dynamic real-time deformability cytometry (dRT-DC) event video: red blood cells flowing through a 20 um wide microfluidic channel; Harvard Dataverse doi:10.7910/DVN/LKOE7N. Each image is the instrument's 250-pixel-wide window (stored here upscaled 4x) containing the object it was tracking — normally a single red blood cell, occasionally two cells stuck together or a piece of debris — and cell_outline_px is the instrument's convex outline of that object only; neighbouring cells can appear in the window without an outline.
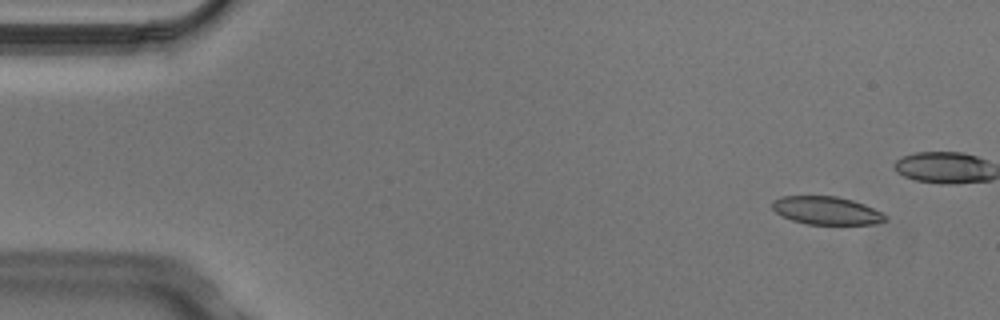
{"species": "Egyptian fruit bat (a non-hibernating species)", "species_latin": "Rousettus aegyptiacus", "temperature_condition": "cold", "stored_images_in_passage": 6, "camera_frame_rate_fps": 3000, "um_per_image_px": 0.085, "animal": {"sex": "male"}, "frame": {"image": 1, "passage_image": 2, "time_ms": 0.333, "image_size_px": [1000, 320], "cell_outline_px": [[888, 220], [876, 224], [808, 224], [792, 220], [776, 212], [772, 208], [772, 200], [780, 196], [836, 196], [852, 200], [864, 204], [888, 216]], "centroid_in_image_um": [70.26, 17.89], "position_along_channel_um": 14.7, "area_um2": 18.44}}
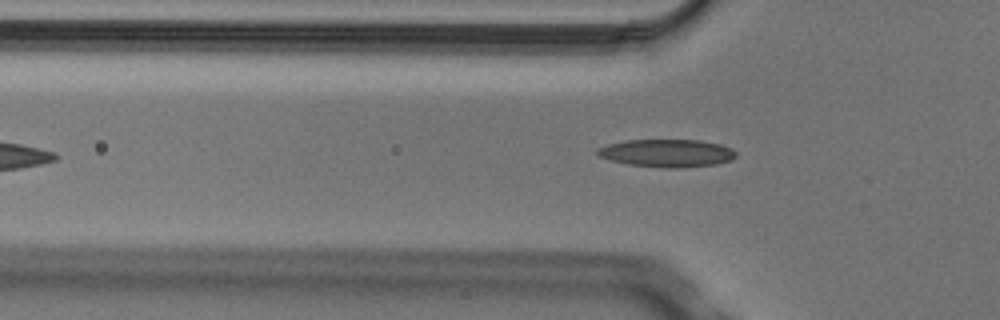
{"frame": {"image": 2, "passage_image": 6, "time_ms": 1.667, "image_size_px": [1000, 320], "cell_outline_px": [[736, 156], [732, 160], [716, 164], [676, 168], [668, 168], [628, 164], [596, 156], [596, 148], [608, 144], [628, 140], [700, 140], [720, 144], [732, 148], [736, 152]], "centroid_in_image_um": [56.69, 13.01], "position_along_channel_um": 69.1, "area_um2": 22.43}}